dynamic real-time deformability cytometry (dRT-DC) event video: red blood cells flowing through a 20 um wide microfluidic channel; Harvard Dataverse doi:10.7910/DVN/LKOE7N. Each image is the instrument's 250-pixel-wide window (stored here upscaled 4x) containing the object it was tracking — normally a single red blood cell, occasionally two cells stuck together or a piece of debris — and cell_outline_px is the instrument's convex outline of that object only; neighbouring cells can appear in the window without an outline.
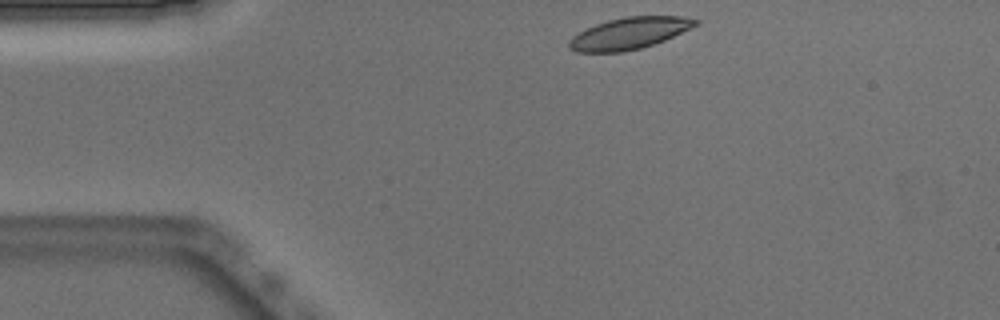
{"species": "Egyptian fruit bat (a non-hibernating species)", "species_latin": "Rousettus aegyptiacus", "temperature_condition": "warm", "stored_images_in_passage": 43, "camera_frame_rate_fps": 3000, "um_per_image_px": 0.085, "animal": {"sex": "male"}, "frame": {"image": 1, "passage_image": 1, "time_ms": 0.0, "image_size_px": [1000, 320], "cell_outline_px": [[700, 24], [664, 40], [640, 48], [624, 52], [576, 52], [568, 48], [568, 40], [572, 36], [596, 24], [608, 20], [624, 16], [684, 16], [700, 20]], "centroid_in_image_um": [53.49, 2.82], "position_along_channel_um": 31.5, "area_um2": 23.35}}
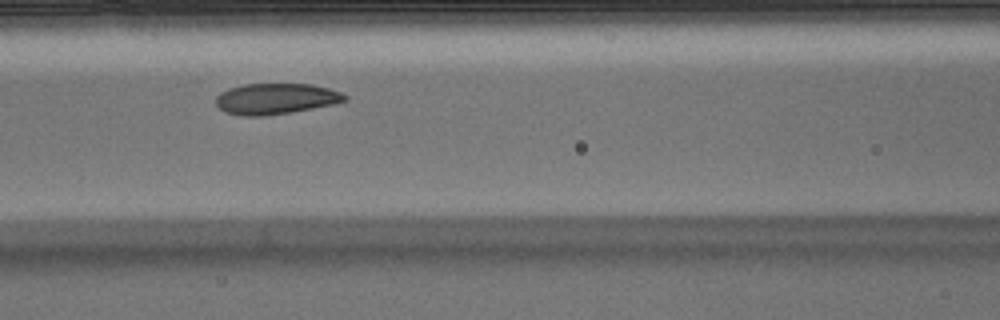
{"frame": {"image": 2, "passage_image": 13, "time_ms": 4.0, "image_size_px": [1000, 320], "cell_outline_px": [[348, 100], [332, 104], [292, 112], [264, 116], [240, 116], [224, 112], [216, 104], [216, 96], [220, 92], [228, 88], [244, 84], [312, 84], [328, 88], [340, 92], [348, 96]], "centroid_in_image_um": [23.41, 8.4], "position_along_channel_um": 143.2, "area_um2": 23.29}}
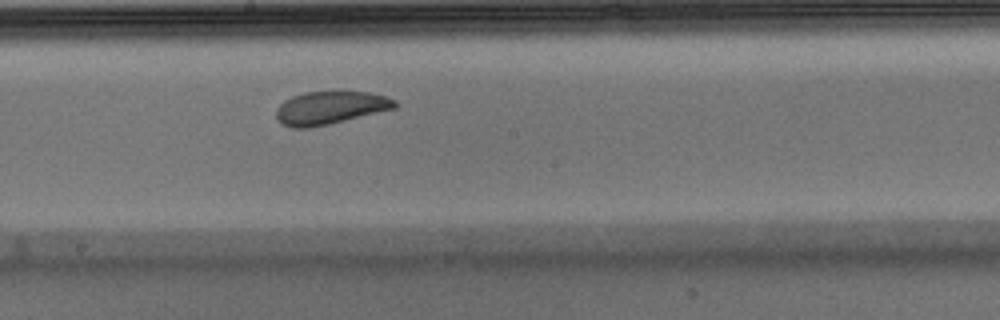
{"frame": {"image": 3, "passage_image": 19, "time_ms": 6.0, "image_size_px": [1000, 320], "cell_outline_px": [[396, 108], [328, 124], [308, 128], [292, 128], [280, 124], [276, 116], [276, 108], [284, 100], [292, 96], [304, 92], [340, 88], [372, 92], [396, 100]], "centroid_in_image_um": [28.05, 9.1], "position_along_channel_um": 220.1, "area_um2": 23.7}, "authors_computed_cell_mechanics": {"area_um2": 23.9292, "velocity_mm_per_s": 3.8535, "shape_relaxation_time_tau1_ms": 2.5397, "shape_relaxation_time_tau2_ms": 3.0933, "deformation_change_tau1": 0.0976, "deformation_change_tau2": 0.0863}}